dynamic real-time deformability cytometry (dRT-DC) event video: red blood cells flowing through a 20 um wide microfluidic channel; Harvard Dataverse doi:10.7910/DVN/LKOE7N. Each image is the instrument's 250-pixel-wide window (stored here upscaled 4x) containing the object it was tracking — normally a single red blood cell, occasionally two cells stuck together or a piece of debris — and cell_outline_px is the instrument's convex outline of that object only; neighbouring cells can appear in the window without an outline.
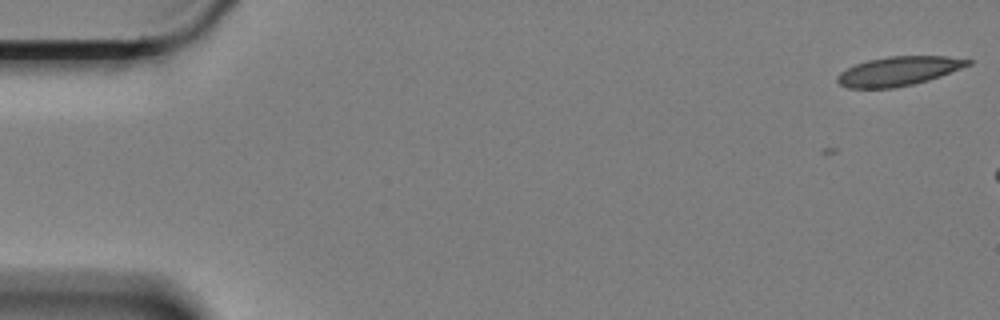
{"species": "Egyptian fruit bat (a non-hibernating species)", "species_latin": "Rousettus aegyptiacus", "temperature_condition": "cold", "stored_images_in_passage": 4, "camera_frame_rate_fps": 3000, "um_per_image_px": 0.085, "animal": {"sex": "female"}, "frame": {"image": 1, "passage_image": 1, "time_ms": 0.0, "image_size_px": [1000, 320], "cell_outline_px": [[972, 64], [940, 76], [928, 80], [912, 84], [892, 88], [848, 88], [840, 84], [836, 80], [836, 76], [840, 72], [856, 64], [868, 60], [888, 56], [948, 56], [972, 60]], "centroid_in_image_um": [76.38, 6.04], "position_along_channel_um": 8.6, "area_um2": 22.08}}